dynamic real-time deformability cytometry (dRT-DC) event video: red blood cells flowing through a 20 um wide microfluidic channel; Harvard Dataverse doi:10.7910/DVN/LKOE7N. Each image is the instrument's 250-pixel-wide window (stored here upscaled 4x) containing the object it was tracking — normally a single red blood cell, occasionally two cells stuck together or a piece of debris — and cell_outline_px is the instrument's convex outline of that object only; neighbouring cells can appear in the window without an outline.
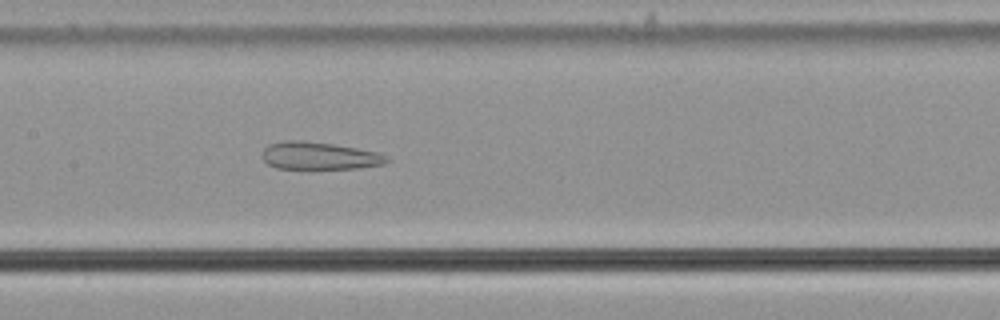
{"species": "common noctule bat (a hibernating species)", "species_latin": "Nyctalus noctula", "temperature_condition": "cold", "stored_images_in_passage": 50, "camera_frame_rate_fps": 3000, "um_per_image_px": 0.085, "animal": {"sex": "male", "body_mass_g": 21.5, "forearm_length_mm": 52.0}, "frame": {"image": 1, "passage_image": 21, "time_ms": 6.667, "image_size_px": [1000, 320], "cell_outline_px": [[392, 160], [384, 164], [360, 168], [276, 168], [268, 164], [264, 160], [264, 148], [268, 144], [284, 140], [300, 140], [332, 144], [356, 148], [376, 152]], "centroid_in_image_um": [27.14, 13.24], "position_along_channel_um": 180.3, "area_um2": 19.71}}
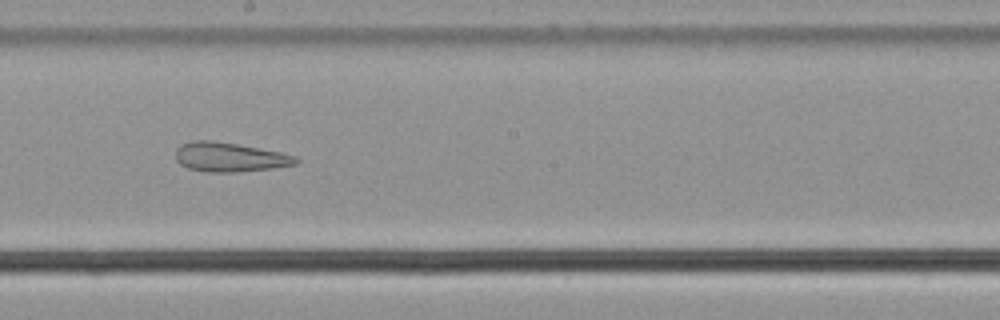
{"frame": {"image": 2, "passage_image": 25, "time_ms": 8.0, "image_size_px": [1000, 320], "cell_outline_px": [[300, 160], [296, 164], [272, 168], [236, 172], [204, 172], [188, 168], [180, 164], [176, 160], [176, 148], [180, 144], [192, 140], [212, 140], [236, 144], [280, 152], [296, 156]], "centroid_in_image_um": [19.48, 13.35], "position_along_channel_um": 228.7, "area_um2": 20.58}}
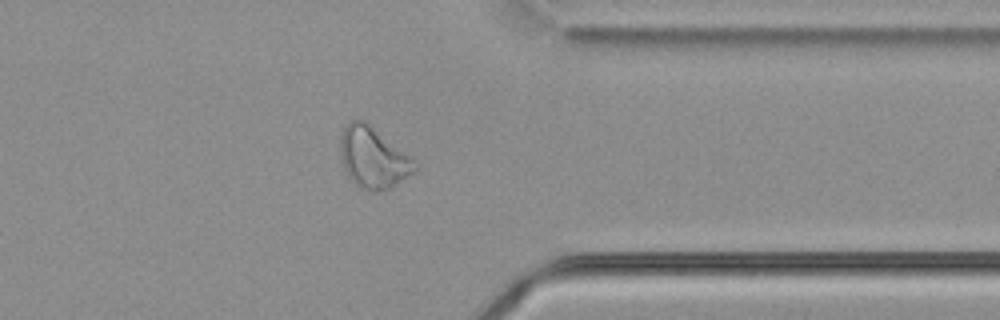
{"frame": {"image": 3, "passage_image": 38, "time_ms": 12.333, "image_size_px": [1000, 320], "cell_outline_px": [[420, 168], [388, 188], [380, 192], [372, 192], [360, 188], [348, 176], [344, 168], [340, 152], [340, 136], [344, 124], [352, 120], [364, 120], [416, 160], [420, 164]], "centroid_in_image_um": [31.72, 13.39], "position_along_channel_um": 379.7, "area_um2": 26.59}, "authors_computed_cell_mechanics": {"area_um2": 26.7614, "velocity_mm_per_s": 3.6468, "shape_relaxation_time_tau1_ms": null, "shape_relaxation_time_tau2_ms": 3.0587, "deformation_change_tau1": null, "deformation_change_tau2": 0.145}}